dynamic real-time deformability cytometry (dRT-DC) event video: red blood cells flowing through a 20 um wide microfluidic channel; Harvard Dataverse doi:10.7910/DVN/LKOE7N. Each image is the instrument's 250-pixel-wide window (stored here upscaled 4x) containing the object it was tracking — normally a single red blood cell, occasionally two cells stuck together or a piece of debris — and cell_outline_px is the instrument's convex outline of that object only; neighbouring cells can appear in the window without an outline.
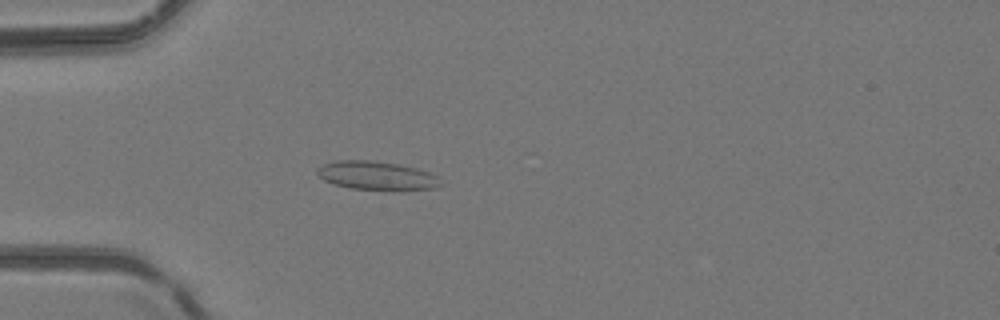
{"species": "common noctule bat (a hibernating species)", "species_latin": "Nyctalus noctula", "temperature_condition": "room temperature", "stored_images_in_passage": 29, "camera_frame_rate_fps": 3000, "um_per_image_px": 0.085, "animal": {"sex": "female", "body_mass_g": 24.6, "forearm_length_mm": 56.2}, "frame": {"image": 1, "passage_image": 15, "time_ms": 4.667, "image_size_px": [1000, 320], "cell_outline_px": [[444, 184], [432, 188], [348, 188], [324, 180], [316, 172], [316, 168], [324, 164], [336, 160], [368, 160], [400, 164], [416, 168], [428, 172], [436, 176]], "centroid_in_image_um": [31.96, 14.88], "position_along_channel_um": 53.0, "area_um2": 19.83}}
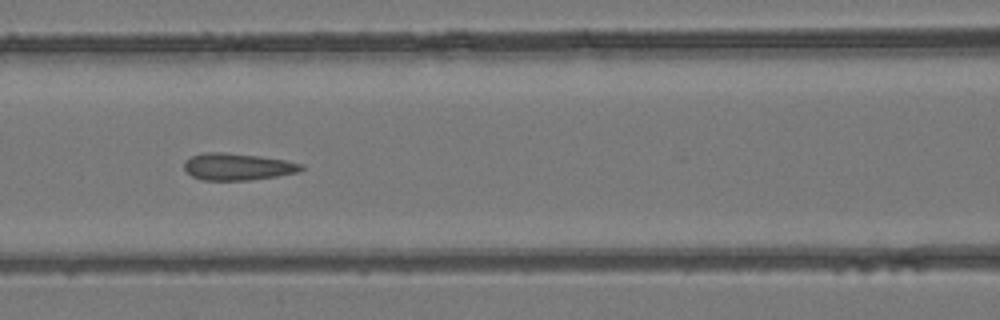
{"frame": {"image": 2, "passage_image": 22, "time_ms": 7.0, "image_size_px": [1000, 320], "cell_outline_px": [[304, 168], [300, 172], [276, 176], [248, 180], [200, 180], [192, 176], [184, 168], [184, 160], [192, 156], [204, 152], [224, 152], [260, 156], [284, 160], [304, 164]], "centroid_in_image_um": [20.19, 14.16], "position_along_channel_um": 146.4, "area_um2": 18.44}}
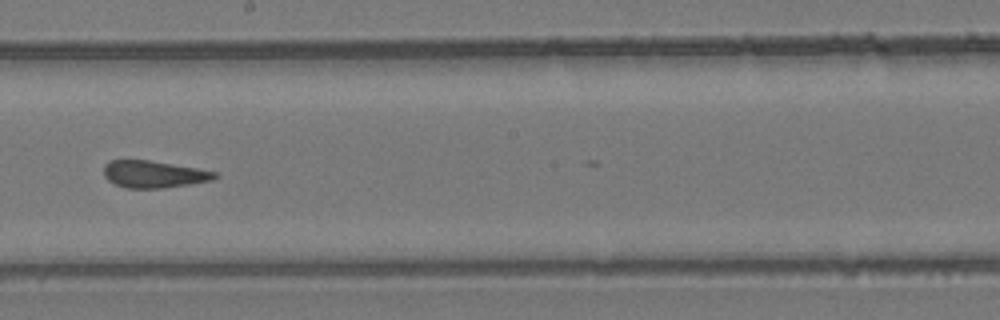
{"frame": {"image": 3, "passage_image": 28, "time_ms": 9.0, "image_size_px": [1000, 320], "cell_outline_px": [[220, 176], [212, 180], [188, 184], [160, 188], [128, 188], [116, 184], [108, 180], [104, 176], [104, 164], [108, 160], [148, 160], [196, 168], [216, 172]], "centroid_in_image_um": [13.05, 14.8], "position_along_channel_um": 235.2, "area_um2": 17.34}}